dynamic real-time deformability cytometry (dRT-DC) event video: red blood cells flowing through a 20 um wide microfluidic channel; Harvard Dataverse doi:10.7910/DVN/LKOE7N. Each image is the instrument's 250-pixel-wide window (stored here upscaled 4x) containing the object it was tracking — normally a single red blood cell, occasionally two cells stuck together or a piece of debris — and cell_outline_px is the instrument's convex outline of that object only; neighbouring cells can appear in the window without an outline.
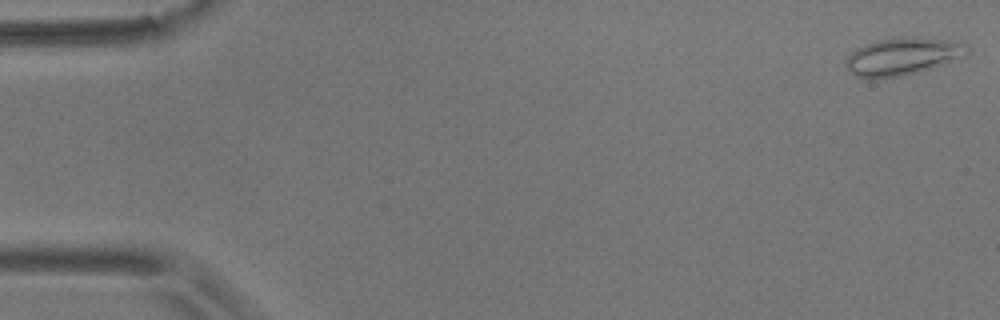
{"species": "common noctule bat (a hibernating species)", "species_latin": "Nyctalus noctula", "temperature_condition": "room temperature", "stored_images_in_passage": 12, "camera_frame_rate_fps": 3000, "um_per_image_px": 0.085, "animal": {"sex": "male", "body_mass_g": 17.9}, "frame": {"image": 1, "passage_image": 1, "time_ms": 0.0, "image_size_px": [1000, 320], "cell_outline_px": [[968, 52], [964, 56], [944, 64], [900, 76], [876, 80], [868, 80], [856, 76], [844, 64], [848, 56], [856, 48], [864, 44], [876, 40], [900, 36], [908, 36], [952, 40], [968, 44]], "centroid_in_image_um": [76.69, 4.79], "position_along_channel_um": 8.3, "area_um2": 26.82}}